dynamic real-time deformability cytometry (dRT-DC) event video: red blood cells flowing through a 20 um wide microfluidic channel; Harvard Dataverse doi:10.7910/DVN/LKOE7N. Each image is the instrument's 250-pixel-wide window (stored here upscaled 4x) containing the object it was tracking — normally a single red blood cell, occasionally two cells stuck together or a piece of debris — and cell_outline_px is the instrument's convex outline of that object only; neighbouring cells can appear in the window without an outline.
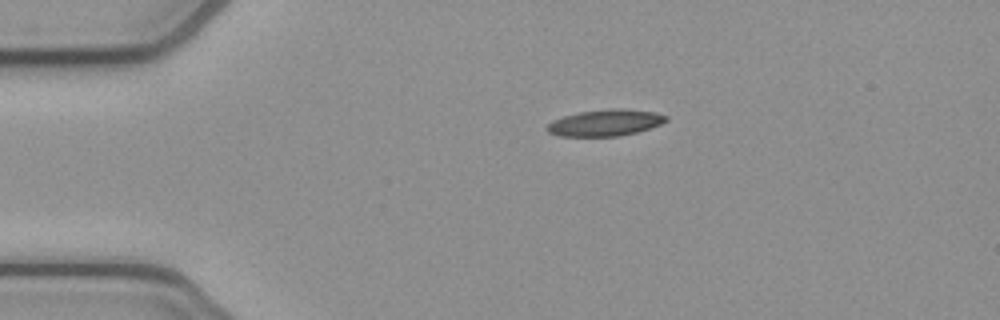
{"species": "common noctule bat (a hibernating species)", "species_latin": "Nyctalus noctula", "temperature_condition": "cold", "stored_images_in_passage": 43, "camera_frame_rate_fps": 3000, "um_per_image_px": 0.085, "animal": {"sex": "female", "body_mass_g": 21.9}, "frame": {"image": 1, "passage_image": 1, "time_ms": 0.0, "image_size_px": [1000, 320], "cell_outline_px": [[668, 120], [660, 124], [636, 132], [620, 136], [560, 136], [548, 132], [544, 128], [552, 120], [564, 116], [580, 112], [612, 108], [620, 108], [656, 112], [668, 116]], "centroid_in_image_um": [51.44, 10.43], "position_along_channel_um": 33.6, "area_um2": 18.32}}
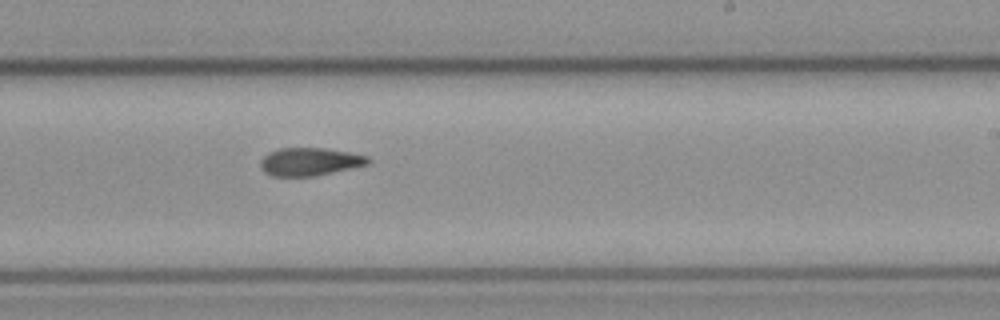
{"frame": {"image": 2, "passage_image": 22, "time_ms": 7.0, "image_size_px": [1000, 320], "cell_outline_px": [[372, 160], [368, 164], [316, 176], [272, 176], [264, 172], [260, 168], [260, 160], [268, 152], [280, 148], [324, 148], [348, 152], [368, 156]], "centroid_in_image_um": [26.31, 13.74], "position_along_channel_um": 262.7, "area_um2": 17.57}}
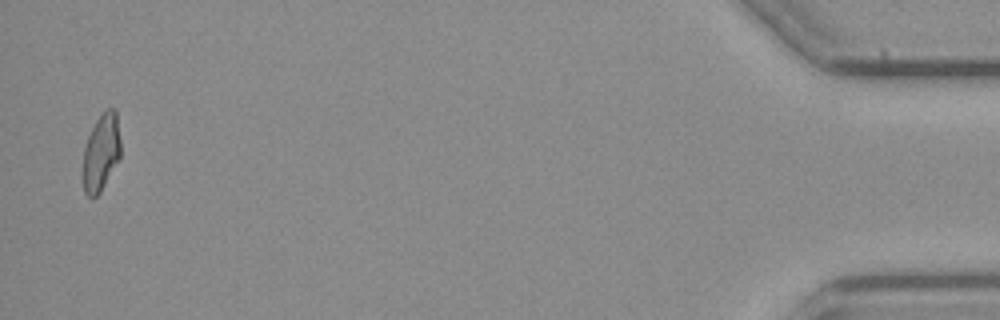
{"frame": {"image": 3, "passage_image": 42, "time_ms": 13.667, "image_size_px": [1000, 320], "cell_outline_px": [[120, 156], [100, 192], [92, 200], [84, 192], [84, 148], [88, 136], [96, 120], [104, 108], [116, 108], [120, 140]], "centroid_in_image_um": [8.61, 12.91], "position_along_channel_um": 426.6, "area_um2": 16.76}, "authors_computed_cell_mechanics": {"area_um2": 17.9758, "velocity_mm_per_s": 3.8657, "shape_relaxation_time_tau1_ms": null, "shape_relaxation_time_tau2_ms": 5.5651, "deformation_change_tau1": null, "deformation_change_tau2": 0.1284}}